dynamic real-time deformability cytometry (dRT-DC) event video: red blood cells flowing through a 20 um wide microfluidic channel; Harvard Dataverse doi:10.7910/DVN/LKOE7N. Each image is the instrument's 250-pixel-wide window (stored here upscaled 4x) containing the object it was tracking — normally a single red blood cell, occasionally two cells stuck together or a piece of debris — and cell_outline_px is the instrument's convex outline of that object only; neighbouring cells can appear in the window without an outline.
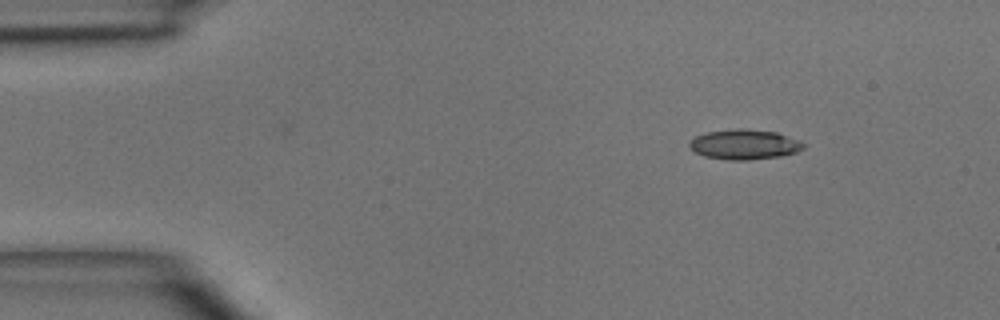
{"species": "common noctule bat (a hibernating species)", "species_latin": "Nyctalus noctula", "temperature_condition": "room temperature", "stored_images_in_passage": 3, "camera_frame_rate_fps": 3000, "um_per_image_px": 0.085, "animal": {"sex": "male", "body_mass_g": 15.6}, "frame": {"image": 1, "passage_image": 1, "time_ms": 0.0, "image_size_px": [1000, 320], "cell_outline_px": [[804, 148], [796, 152], [780, 156], [748, 160], [728, 160], [704, 156], [696, 152], [688, 144], [696, 136], [708, 132], [736, 128], [744, 128], [776, 132], [796, 140], [804, 144]], "centroid_in_image_um": [63.26, 12.28], "position_along_channel_um": 21.7, "area_um2": 19.65}}
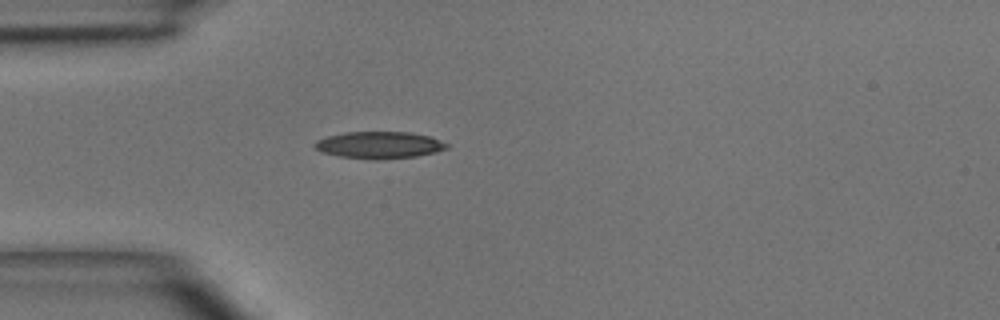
{"frame": {"image": 2, "passage_image": 3, "time_ms": 2.333, "image_size_px": [1000, 320], "cell_outline_px": [[448, 148], [436, 152], [416, 156], [376, 160], [372, 160], [340, 156], [320, 152], [312, 144], [316, 140], [328, 136], [344, 132], [408, 132], [428, 136], [448, 144]], "centroid_in_image_um": [32.19, 12.33], "position_along_channel_um": 52.8, "area_um2": 20.69}}